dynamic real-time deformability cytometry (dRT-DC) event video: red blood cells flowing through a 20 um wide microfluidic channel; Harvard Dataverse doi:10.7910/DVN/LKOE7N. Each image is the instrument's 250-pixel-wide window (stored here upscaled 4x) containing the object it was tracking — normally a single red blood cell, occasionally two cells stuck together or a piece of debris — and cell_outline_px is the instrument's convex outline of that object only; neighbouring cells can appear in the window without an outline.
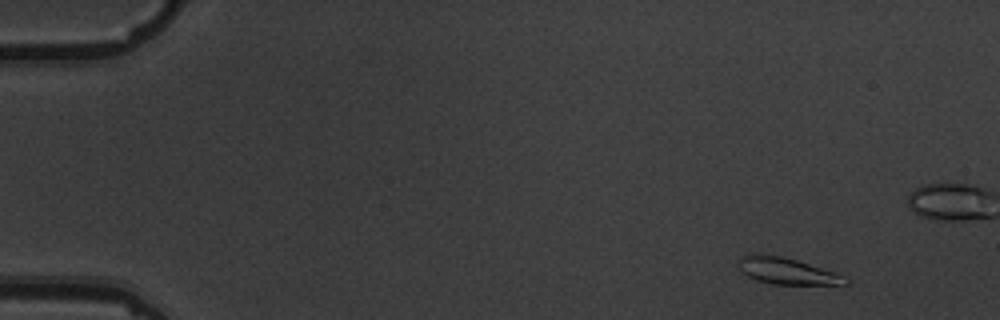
{"species": "common noctule bat (a hibernating species)", "species_latin": "Nyctalus noctula", "temperature_condition": "warm", "stored_images_in_passage": 6, "camera_frame_rate_fps": 3000, "um_per_image_px": 0.085, "animal": {"sex": "male", "body_mass_g": 19.5, "forearm_length_mm": 54.6}, "frame": {"image": 1, "passage_image": 2, "time_ms": 1.333, "image_size_px": [1000, 320], "cell_outline_px": [[848, 284], [772, 284], [756, 280], [740, 272], [740, 256], [780, 256], [796, 260], [836, 272], [844, 276], [848, 280]], "centroid_in_image_um": [66.93, 23.07], "position_along_channel_um": 18.1, "area_um2": 15.9}}